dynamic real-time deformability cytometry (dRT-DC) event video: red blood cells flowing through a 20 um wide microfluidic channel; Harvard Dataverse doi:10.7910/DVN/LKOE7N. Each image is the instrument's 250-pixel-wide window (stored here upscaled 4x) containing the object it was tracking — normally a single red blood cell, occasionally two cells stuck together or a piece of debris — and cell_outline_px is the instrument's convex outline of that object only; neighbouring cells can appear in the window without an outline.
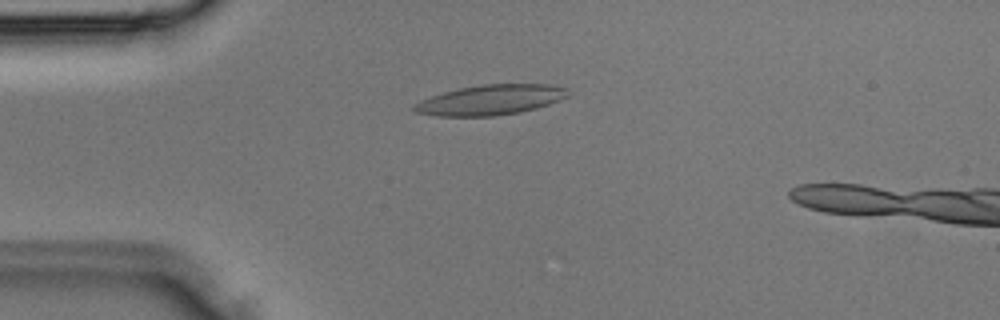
{"species": "Egyptian fruit bat (a non-hibernating species)", "species_latin": "Rousettus aegyptiacus", "temperature_condition": "room temperature", "stored_images_in_passage": 34, "camera_frame_rate_fps": 3000, "um_per_image_px": 0.085, "animal": {"sex": "male"}, "frame": {"image": 1, "passage_image": 9, "time_ms": 2.667, "image_size_px": [1000, 320], "cell_outline_px": [[568, 96], [560, 100], [536, 108], [520, 112], [496, 116], [436, 116], [416, 112], [412, 108], [412, 104], [420, 100], [444, 92], [460, 88], [480, 84], [552, 84], [568, 88]], "centroid_in_image_um": [41.7, 8.49], "position_along_channel_um": 43.3, "area_um2": 27.11}}
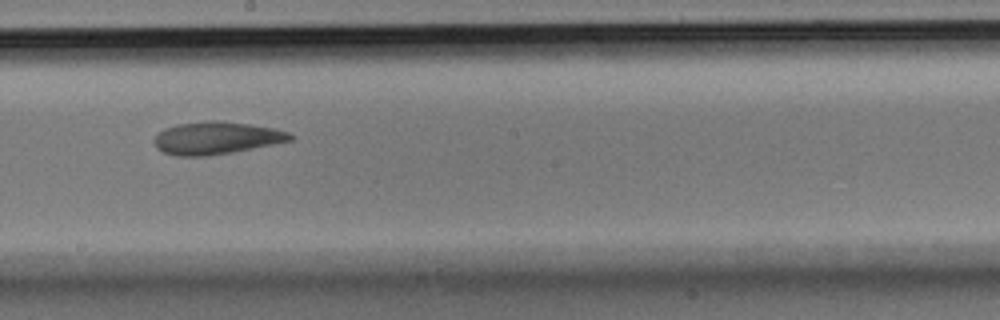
{"frame": {"image": 2, "passage_image": 20, "time_ms": 6.333, "image_size_px": [1000, 320], "cell_outline_px": [[296, 136], [292, 140], [232, 152], [208, 156], [176, 156], [164, 152], [156, 148], [152, 140], [164, 128], [176, 124], [212, 120], [216, 120], [248, 124], [276, 128], [288, 132]], "centroid_in_image_um": [18.37, 11.73], "position_along_channel_um": 229.8, "area_um2": 25.78}}
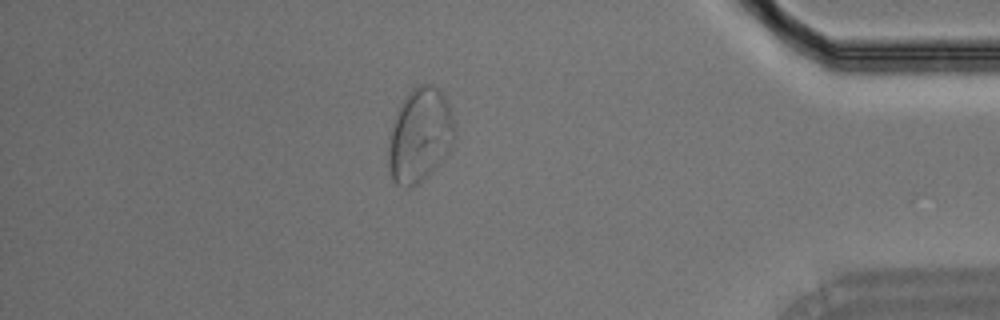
{"frame": {"image": 3, "passage_image": 31, "time_ms": 10.0, "image_size_px": [1000, 320], "cell_outline_px": [[456, 140], [448, 152], [432, 172], [416, 184], [408, 188], [404, 188], [396, 184], [392, 180], [388, 168], [388, 148], [392, 124], [396, 112], [404, 96], [412, 88], [420, 84], [432, 84], [444, 96], [448, 104], [456, 128]], "centroid_in_image_um": [35.68, 11.51], "position_along_channel_um": 399.5, "area_um2": 36.65}}